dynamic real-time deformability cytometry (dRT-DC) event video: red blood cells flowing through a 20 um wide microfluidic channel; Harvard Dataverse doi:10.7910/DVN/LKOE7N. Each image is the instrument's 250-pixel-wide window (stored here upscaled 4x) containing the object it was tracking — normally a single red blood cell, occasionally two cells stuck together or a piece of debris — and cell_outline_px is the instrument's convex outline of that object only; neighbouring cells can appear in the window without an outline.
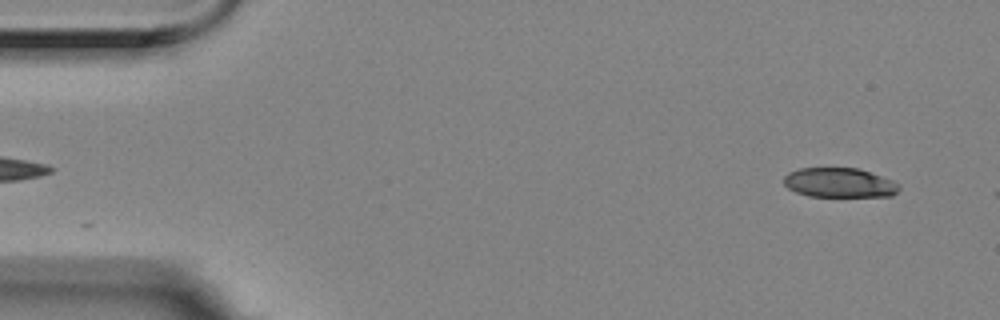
{"species": "Egyptian fruit bat (a non-hibernating species)", "species_latin": "Rousettus aegyptiacus", "temperature_condition": "room temperature", "stored_images_in_passage": 5, "segment_of_instrument_passage": [2, 2], "camera_frame_rate_fps": 3000, "um_per_image_px": 0.085, "animal": {"sex": "female"}, "frame": {"image": 1, "passage_image": 5, "time_ms": 1.333, "image_size_px": [1000, 320], "cell_outline_px": [[900, 188], [892, 196], [808, 196], [796, 192], [788, 188], [784, 184], [784, 176], [788, 172], [800, 168], [856, 168], [892, 180], [900, 184]], "centroid_in_image_um": [71.33, 15.53], "position_along_channel_um": 13.7, "area_um2": 19.71}}